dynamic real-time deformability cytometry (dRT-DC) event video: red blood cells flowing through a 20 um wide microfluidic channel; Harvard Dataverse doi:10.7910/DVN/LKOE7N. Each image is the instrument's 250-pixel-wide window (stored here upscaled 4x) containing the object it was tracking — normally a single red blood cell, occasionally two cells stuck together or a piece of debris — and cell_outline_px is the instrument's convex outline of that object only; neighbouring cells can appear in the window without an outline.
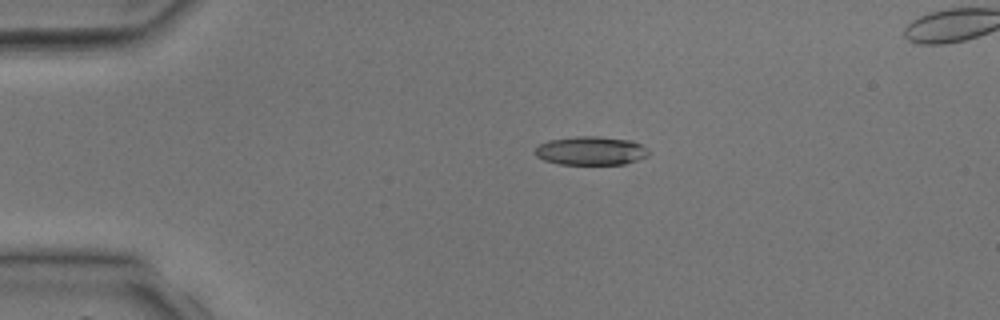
{"species": "common noctule bat (a hibernating species)", "species_latin": "Nyctalus noctula", "temperature_condition": "room temperature", "stored_images_in_passage": 4, "camera_frame_rate_fps": 3000, "um_per_image_px": 0.085, "animal": {"sex": "male", "body_mass_g": 17.9, "forearm_length_mm": 54.2}, "frame": {"image": 1, "passage_image": 2, "time_ms": 1.333, "image_size_px": [1000, 320], "cell_outline_px": [[648, 156], [624, 164], [560, 164], [544, 160], [536, 156], [536, 148], [540, 144], [548, 140], [576, 136], [600, 136], [632, 140], [640, 144], [648, 152]], "centroid_in_image_um": [50.21, 12.8], "position_along_channel_um": 34.8, "area_um2": 18.84}}